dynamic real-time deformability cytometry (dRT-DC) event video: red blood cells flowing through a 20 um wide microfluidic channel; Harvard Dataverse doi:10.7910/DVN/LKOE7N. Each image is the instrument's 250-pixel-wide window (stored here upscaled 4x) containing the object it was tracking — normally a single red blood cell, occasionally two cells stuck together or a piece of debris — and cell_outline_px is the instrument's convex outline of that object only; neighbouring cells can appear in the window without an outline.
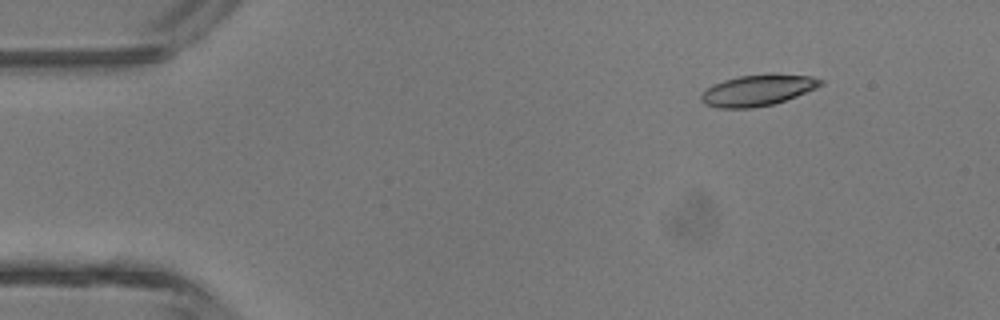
{"species": "common noctule bat (a hibernating species)", "species_latin": "Nyctalus noctula", "temperature_condition": "room temperature", "stored_images_in_passage": 4, "camera_frame_rate_fps": 3000, "um_per_image_px": 0.085, "animal": {"sex": "male", "body_mass_g": 13.3}, "frame": {"image": 1, "passage_image": 2, "time_ms": 1.0, "image_size_px": [1000, 320], "cell_outline_px": [[824, 84], [816, 88], [796, 96], [772, 104], [752, 108], [716, 108], [704, 104], [700, 100], [700, 96], [708, 88], [724, 80], [740, 76], [772, 72], [776, 72], [812, 76], [824, 80]], "centroid_in_image_um": [64.45, 7.65], "position_along_channel_um": 20.5, "area_um2": 21.91}}